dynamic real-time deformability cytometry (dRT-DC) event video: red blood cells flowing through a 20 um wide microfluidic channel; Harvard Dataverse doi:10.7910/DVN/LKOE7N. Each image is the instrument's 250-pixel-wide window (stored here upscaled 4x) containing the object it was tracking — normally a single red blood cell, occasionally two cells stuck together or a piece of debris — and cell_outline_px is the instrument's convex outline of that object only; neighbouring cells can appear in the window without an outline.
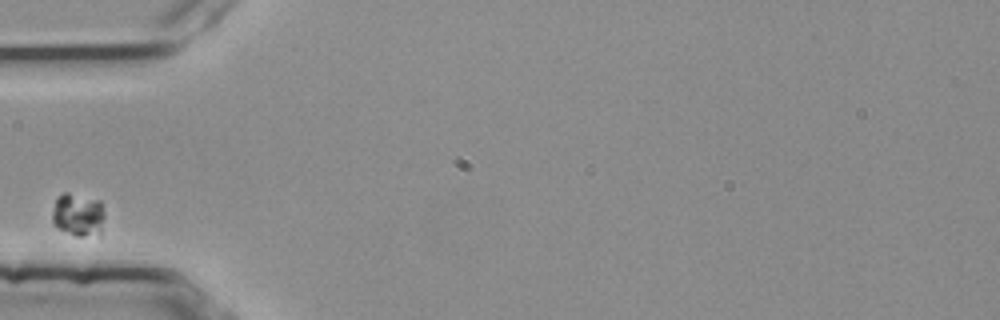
{"species": "common noctule bat (a hibernating species)", "species_latin": "Nyctalus noctula", "temperature_condition": "room temperature", "stored_images_in_passage": 1, "camera_frame_rate_fps": 3000, "um_per_image_px": 0.085, "animal": {"sex": "female", "body_mass_g": 25.1}, "frame": {"image": 1, "passage_image": 1, "time_ms": 0.0, "image_size_px": [1000, 320], "cell_outline_px": [[104, 216], [100, 236], [76, 236], [60, 228], [52, 220], [52, 212], [56, 196], [64, 192], [68, 192], [100, 200], [104, 212]], "centroid_in_image_um": [6.66, 18.24], "position_along_channel_um": 78.3, "area_um2": 13.29}}